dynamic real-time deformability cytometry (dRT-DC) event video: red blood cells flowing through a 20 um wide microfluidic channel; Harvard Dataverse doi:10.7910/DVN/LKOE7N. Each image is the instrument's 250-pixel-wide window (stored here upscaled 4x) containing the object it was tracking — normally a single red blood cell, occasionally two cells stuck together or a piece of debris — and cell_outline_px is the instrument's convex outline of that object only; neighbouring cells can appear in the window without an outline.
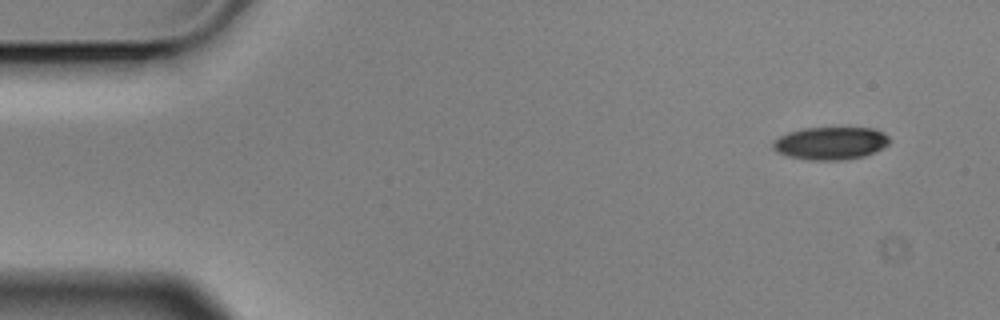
{"species": "Egyptian fruit bat (a non-hibernating species)", "species_latin": "Rousettus aegyptiacus", "temperature_condition": "cold", "stored_images_in_passage": 5, "camera_frame_rate_fps": 3000, "um_per_image_px": 0.085, "animal": {"sex": "male"}, "frame": {"image": 1, "passage_image": 1, "time_ms": 0.0, "image_size_px": [1000, 320], "cell_outline_px": [[892, 140], [888, 144], [864, 156], [844, 160], [808, 160], [788, 156], [776, 152], [772, 148], [772, 140], [788, 132], [804, 128], [872, 128], [884, 132]], "centroid_in_image_um": [70.57, 12.17], "position_along_channel_um": 14.4, "area_um2": 22.31}}
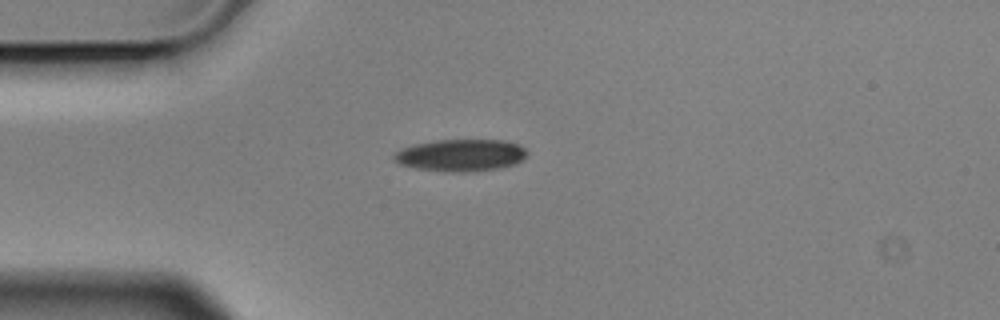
{"frame": {"image": 2, "passage_image": 4, "time_ms": 1.0, "image_size_px": [1000, 320], "cell_outline_px": [[528, 156], [524, 160], [516, 164], [500, 168], [468, 172], [444, 172], [416, 168], [400, 164], [392, 160], [392, 156], [400, 148], [416, 144], [436, 140], [504, 140], [516, 144], [524, 148], [528, 152]], "centroid_in_image_um": [39.17, 13.2], "position_along_channel_um": 45.8, "area_um2": 25.14}}
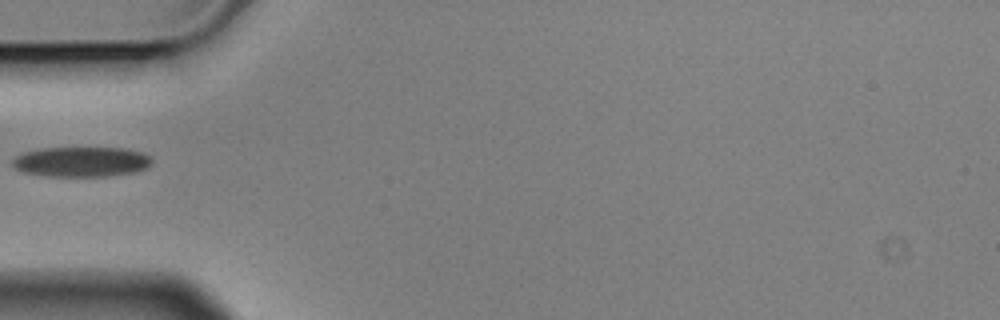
{"frame": {"image": 3, "passage_image": 5, "time_ms": 1.333, "image_size_px": [1000, 320], "cell_outline_px": [[152, 160], [148, 168], [136, 172], [108, 176], [44, 176], [24, 172], [12, 168], [12, 160], [16, 156], [24, 152], [44, 148], [124, 148], [144, 152], [152, 156]], "centroid_in_image_um": [6.94, 13.75], "position_along_channel_um": 78.1, "area_um2": 24.68}}